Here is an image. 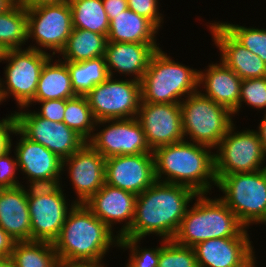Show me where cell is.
<instances>
[{
    "mask_svg": "<svg viewBox=\"0 0 266 267\" xmlns=\"http://www.w3.org/2000/svg\"><path fill=\"white\" fill-rule=\"evenodd\" d=\"M197 195L187 186L156 181L137 195L131 228L121 238L145 239L155 235L159 239L173 240Z\"/></svg>",
    "mask_w": 266,
    "mask_h": 267,
    "instance_id": "cell-1",
    "label": "cell"
},
{
    "mask_svg": "<svg viewBox=\"0 0 266 267\" xmlns=\"http://www.w3.org/2000/svg\"><path fill=\"white\" fill-rule=\"evenodd\" d=\"M213 150L186 140L155 149L156 181L184 185L197 194L211 196V189L217 185Z\"/></svg>",
    "mask_w": 266,
    "mask_h": 267,
    "instance_id": "cell-2",
    "label": "cell"
},
{
    "mask_svg": "<svg viewBox=\"0 0 266 267\" xmlns=\"http://www.w3.org/2000/svg\"><path fill=\"white\" fill-rule=\"evenodd\" d=\"M120 237L84 204L69 211L53 243L59 262H105L110 249L119 248Z\"/></svg>",
    "mask_w": 266,
    "mask_h": 267,
    "instance_id": "cell-3",
    "label": "cell"
},
{
    "mask_svg": "<svg viewBox=\"0 0 266 267\" xmlns=\"http://www.w3.org/2000/svg\"><path fill=\"white\" fill-rule=\"evenodd\" d=\"M207 195L198 194L189 205L173 238L177 244L194 247L213 238L250 237L249 229L219 197Z\"/></svg>",
    "mask_w": 266,
    "mask_h": 267,
    "instance_id": "cell-4",
    "label": "cell"
},
{
    "mask_svg": "<svg viewBox=\"0 0 266 267\" xmlns=\"http://www.w3.org/2000/svg\"><path fill=\"white\" fill-rule=\"evenodd\" d=\"M198 80V69L176 62L159 48L140 81L141 102L181 103L198 91Z\"/></svg>",
    "mask_w": 266,
    "mask_h": 267,
    "instance_id": "cell-5",
    "label": "cell"
},
{
    "mask_svg": "<svg viewBox=\"0 0 266 267\" xmlns=\"http://www.w3.org/2000/svg\"><path fill=\"white\" fill-rule=\"evenodd\" d=\"M219 198L249 229L251 225L266 226V168L246 173L216 176Z\"/></svg>",
    "mask_w": 266,
    "mask_h": 267,
    "instance_id": "cell-6",
    "label": "cell"
},
{
    "mask_svg": "<svg viewBox=\"0 0 266 267\" xmlns=\"http://www.w3.org/2000/svg\"><path fill=\"white\" fill-rule=\"evenodd\" d=\"M180 107L184 140L189 142L215 149L234 124L230 110L199 91L187 96Z\"/></svg>",
    "mask_w": 266,
    "mask_h": 267,
    "instance_id": "cell-7",
    "label": "cell"
},
{
    "mask_svg": "<svg viewBox=\"0 0 266 267\" xmlns=\"http://www.w3.org/2000/svg\"><path fill=\"white\" fill-rule=\"evenodd\" d=\"M51 56L28 47L9 49L2 62L6 67L0 78V103L12 97L18 109L26 107L34 99L42 67Z\"/></svg>",
    "mask_w": 266,
    "mask_h": 267,
    "instance_id": "cell-8",
    "label": "cell"
},
{
    "mask_svg": "<svg viewBox=\"0 0 266 267\" xmlns=\"http://www.w3.org/2000/svg\"><path fill=\"white\" fill-rule=\"evenodd\" d=\"M235 124L236 122L214 149L216 176L266 168V157L257 131L249 128L237 131Z\"/></svg>",
    "mask_w": 266,
    "mask_h": 267,
    "instance_id": "cell-9",
    "label": "cell"
},
{
    "mask_svg": "<svg viewBox=\"0 0 266 267\" xmlns=\"http://www.w3.org/2000/svg\"><path fill=\"white\" fill-rule=\"evenodd\" d=\"M27 16L28 48L58 56L73 31L69 2L27 8Z\"/></svg>",
    "mask_w": 266,
    "mask_h": 267,
    "instance_id": "cell-10",
    "label": "cell"
},
{
    "mask_svg": "<svg viewBox=\"0 0 266 267\" xmlns=\"http://www.w3.org/2000/svg\"><path fill=\"white\" fill-rule=\"evenodd\" d=\"M94 119H130L137 116L142 101L138 80L109 76L86 95Z\"/></svg>",
    "mask_w": 266,
    "mask_h": 267,
    "instance_id": "cell-11",
    "label": "cell"
},
{
    "mask_svg": "<svg viewBox=\"0 0 266 267\" xmlns=\"http://www.w3.org/2000/svg\"><path fill=\"white\" fill-rule=\"evenodd\" d=\"M17 111H12L15 116L16 128L26 138L43 145L62 160L70 157L86 143L64 122L42 118L27 106L19 108Z\"/></svg>",
    "mask_w": 266,
    "mask_h": 267,
    "instance_id": "cell-12",
    "label": "cell"
},
{
    "mask_svg": "<svg viewBox=\"0 0 266 267\" xmlns=\"http://www.w3.org/2000/svg\"><path fill=\"white\" fill-rule=\"evenodd\" d=\"M87 143L105 159L119 155L153 153L136 117L97 121Z\"/></svg>",
    "mask_w": 266,
    "mask_h": 267,
    "instance_id": "cell-13",
    "label": "cell"
},
{
    "mask_svg": "<svg viewBox=\"0 0 266 267\" xmlns=\"http://www.w3.org/2000/svg\"><path fill=\"white\" fill-rule=\"evenodd\" d=\"M136 118L152 151L184 140L180 103L141 102Z\"/></svg>",
    "mask_w": 266,
    "mask_h": 267,
    "instance_id": "cell-14",
    "label": "cell"
},
{
    "mask_svg": "<svg viewBox=\"0 0 266 267\" xmlns=\"http://www.w3.org/2000/svg\"><path fill=\"white\" fill-rule=\"evenodd\" d=\"M106 159L87 142L70 157L63 159L62 171L74 190L76 204L85 202L105 184Z\"/></svg>",
    "mask_w": 266,
    "mask_h": 267,
    "instance_id": "cell-15",
    "label": "cell"
},
{
    "mask_svg": "<svg viewBox=\"0 0 266 267\" xmlns=\"http://www.w3.org/2000/svg\"><path fill=\"white\" fill-rule=\"evenodd\" d=\"M156 182L153 153L119 155L106 159L105 183L136 195Z\"/></svg>",
    "mask_w": 266,
    "mask_h": 267,
    "instance_id": "cell-16",
    "label": "cell"
},
{
    "mask_svg": "<svg viewBox=\"0 0 266 267\" xmlns=\"http://www.w3.org/2000/svg\"><path fill=\"white\" fill-rule=\"evenodd\" d=\"M64 191L61 188L54 195L28 199L31 241L54 243L59 237L69 211L76 204L74 199L67 200Z\"/></svg>",
    "mask_w": 266,
    "mask_h": 267,
    "instance_id": "cell-17",
    "label": "cell"
},
{
    "mask_svg": "<svg viewBox=\"0 0 266 267\" xmlns=\"http://www.w3.org/2000/svg\"><path fill=\"white\" fill-rule=\"evenodd\" d=\"M136 198L132 192L105 183L84 205L121 238L131 228ZM117 224L122 227L116 231Z\"/></svg>",
    "mask_w": 266,
    "mask_h": 267,
    "instance_id": "cell-18",
    "label": "cell"
},
{
    "mask_svg": "<svg viewBox=\"0 0 266 267\" xmlns=\"http://www.w3.org/2000/svg\"><path fill=\"white\" fill-rule=\"evenodd\" d=\"M250 238H213L196 244L198 267H246L257 256Z\"/></svg>",
    "mask_w": 266,
    "mask_h": 267,
    "instance_id": "cell-19",
    "label": "cell"
},
{
    "mask_svg": "<svg viewBox=\"0 0 266 267\" xmlns=\"http://www.w3.org/2000/svg\"><path fill=\"white\" fill-rule=\"evenodd\" d=\"M12 135L19 136L16 145L11 138V147H14L19 172L24 175L23 180L63 178V160L58 155L26 138L17 128Z\"/></svg>",
    "mask_w": 266,
    "mask_h": 267,
    "instance_id": "cell-20",
    "label": "cell"
},
{
    "mask_svg": "<svg viewBox=\"0 0 266 267\" xmlns=\"http://www.w3.org/2000/svg\"><path fill=\"white\" fill-rule=\"evenodd\" d=\"M158 43L107 42L104 53L108 75L141 81L151 57L161 48ZM116 72V73H115Z\"/></svg>",
    "mask_w": 266,
    "mask_h": 267,
    "instance_id": "cell-21",
    "label": "cell"
},
{
    "mask_svg": "<svg viewBox=\"0 0 266 267\" xmlns=\"http://www.w3.org/2000/svg\"><path fill=\"white\" fill-rule=\"evenodd\" d=\"M209 22L206 26L212 35L213 44L219 50V60L242 80L266 77V63L259 56L238 43L218 21Z\"/></svg>",
    "mask_w": 266,
    "mask_h": 267,
    "instance_id": "cell-22",
    "label": "cell"
},
{
    "mask_svg": "<svg viewBox=\"0 0 266 267\" xmlns=\"http://www.w3.org/2000/svg\"><path fill=\"white\" fill-rule=\"evenodd\" d=\"M219 61V63L211 61L203 70L200 68L198 91L233 113L239 105L242 79L221 60Z\"/></svg>",
    "mask_w": 266,
    "mask_h": 267,
    "instance_id": "cell-23",
    "label": "cell"
},
{
    "mask_svg": "<svg viewBox=\"0 0 266 267\" xmlns=\"http://www.w3.org/2000/svg\"><path fill=\"white\" fill-rule=\"evenodd\" d=\"M0 227L17 242L31 241L28 198L22 185L1 192Z\"/></svg>",
    "mask_w": 266,
    "mask_h": 267,
    "instance_id": "cell-24",
    "label": "cell"
},
{
    "mask_svg": "<svg viewBox=\"0 0 266 267\" xmlns=\"http://www.w3.org/2000/svg\"><path fill=\"white\" fill-rule=\"evenodd\" d=\"M55 57L51 56L42 67L34 99L29 104L51 99L66 100L77 96L72 88L67 64Z\"/></svg>",
    "mask_w": 266,
    "mask_h": 267,
    "instance_id": "cell-25",
    "label": "cell"
},
{
    "mask_svg": "<svg viewBox=\"0 0 266 267\" xmlns=\"http://www.w3.org/2000/svg\"><path fill=\"white\" fill-rule=\"evenodd\" d=\"M159 29L134 11L124 10L110 21L108 42L157 43Z\"/></svg>",
    "mask_w": 266,
    "mask_h": 267,
    "instance_id": "cell-26",
    "label": "cell"
},
{
    "mask_svg": "<svg viewBox=\"0 0 266 267\" xmlns=\"http://www.w3.org/2000/svg\"><path fill=\"white\" fill-rule=\"evenodd\" d=\"M107 35L73 28L64 49L57 58L63 61L82 62L104 56Z\"/></svg>",
    "mask_w": 266,
    "mask_h": 267,
    "instance_id": "cell-27",
    "label": "cell"
},
{
    "mask_svg": "<svg viewBox=\"0 0 266 267\" xmlns=\"http://www.w3.org/2000/svg\"><path fill=\"white\" fill-rule=\"evenodd\" d=\"M73 28L108 35L110 21L102 0H69Z\"/></svg>",
    "mask_w": 266,
    "mask_h": 267,
    "instance_id": "cell-28",
    "label": "cell"
},
{
    "mask_svg": "<svg viewBox=\"0 0 266 267\" xmlns=\"http://www.w3.org/2000/svg\"><path fill=\"white\" fill-rule=\"evenodd\" d=\"M64 62L77 95L86 96L95 85L103 83L109 77L104 56L82 62Z\"/></svg>",
    "mask_w": 266,
    "mask_h": 267,
    "instance_id": "cell-29",
    "label": "cell"
},
{
    "mask_svg": "<svg viewBox=\"0 0 266 267\" xmlns=\"http://www.w3.org/2000/svg\"><path fill=\"white\" fill-rule=\"evenodd\" d=\"M15 267H58L59 259L50 242H16L11 255Z\"/></svg>",
    "mask_w": 266,
    "mask_h": 267,
    "instance_id": "cell-30",
    "label": "cell"
},
{
    "mask_svg": "<svg viewBox=\"0 0 266 267\" xmlns=\"http://www.w3.org/2000/svg\"><path fill=\"white\" fill-rule=\"evenodd\" d=\"M27 28V8L17 3L6 13L0 14V43L8 50L23 49L28 41Z\"/></svg>",
    "mask_w": 266,
    "mask_h": 267,
    "instance_id": "cell-31",
    "label": "cell"
},
{
    "mask_svg": "<svg viewBox=\"0 0 266 267\" xmlns=\"http://www.w3.org/2000/svg\"><path fill=\"white\" fill-rule=\"evenodd\" d=\"M63 122L86 142L91 138L96 120L86 96L77 95L71 99H66Z\"/></svg>",
    "mask_w": 266,
    "mask_h": 267,
    "instance_id": "cell-32",
    "label": "cell"
},
{
    "mask_svg": "<svg viewBox=\"0 0 266 267\" xmlns=\"http://www.w3.org/2000/svg\"><path fill=\"white\" fill-rule=\"evenodd\" d=\"M218 23L242 46L266 63V28L247 27L227 22ZM246 26V27H245Z\"/></svg>",
    "mask_w": 266,
    "mask_h": 267,
    "instance_id": "cell-33",
    "label": "cell"
},
{
    "mask_svg": "<svg viewBox=\"0 0 266 267\" xmlns=\"http://www.w3.org/2000/svg\"><path fill=\"white\" fill-rule=\"evenodd\" d=\"M160 240L158 267H198L193 247L177 244L174 240Z\"/></svg>",
    "mask_w": 266,
    "mask_h": 267,
    "instance_id": "cell-34",
    "label": "cell"
},
{
    "mask_svg": "<svg viewBox=\"0 0 266 267\" xmlns=\"http://www.w3.org/2000/svg\"><path fill=\"white\" fill-rule=\"evenodd\" d=\"M244 103L258 112H266V77L242 80L239 105L233 112L234 117L239 116Z\"/></svg>",
    "mask_w": 266,
    "mask_h": 267,
    "instance_id": "cell-35",
    "label": "cell"
},
{
    "mask_svg": "<svg viewBox=\"0 0 266 267\" xmlns=\"http://www.w3.org/2000/svg\"><path fill=\"white\" fill-rule=\"evenodd\" d=\"M140 238H120L119 250L123 249L128 251L129 258L127 261L133 267H158V261L160 257V246L154 248H145L141 246L142 243ZM141 246V247H140Z\"/></svg>",
    "mask_w": 266,
    "mask_h": 267,
    "instance_id": "cell-36",
    "label": "cell"
},
{
    "mask_svg": "<svg viewBox=\"0 0 266 267\" xmlns=\"http://www.w3.org/2000/svg\"><path fill=\"white\" fill-rule=\"evenodd\" d=\"M12 151L14 156L11 154ZM18 172L16 154L13 148L10 147L0 154V186L4 189L21 186L22 183L18 180L20 176H16L19 175Z\"/></svg>",
    "mask_w": 266,
    "mask_h": 267,
    "instance_id": "cell-37",
    "label": "cell"
},
{
    "mask_svg": "<svg viewBox=\"0 0 266 267\" xmlns=\"http://www.w3.org/2000/svg\"><path fill=\"white\" fill-rule=\"evenodd\" d=\"M127 2L130 10L150 20L159 30L163 27L165 15L159 9V0H127Z\"/></svg>",
    "mask_w": 266,
    "mask_h": 267,
    "instance_id": "cell-38",
    "label": "cell"
},
{
    "mask_svg": "<svg viewBox=\"0 0 266 267\" xmlns=\"http://www.w3.org/2000/svg\"><path fill=\"white\" fill-rule=\"evenodd\" d=\"M62 182V178L34 179L26 181L27 186L22 185V187H24L27 198L34 199L56 194L61 188H64Z\"/></svg>",
    "mask_w": 266,
    "mask_h": 267,
    "instance_id": "cell-39",
    "label": "cell"
},
{
    "mask_svg": "<svg viewBox=\"0 0 266 267\" xmlns=\"http://www.w3.org/2000/svg\"><path fill=\"white\" fill-rule=\"evenodd\" d=\"M39 104L40 109L34 110V112L45 119L55 121V122H63L64 111L66 108V100L65 99H51L45 101H37L35 104H28L27 107H32Z\"/></svg>",
    "mask_w": 266,
    "mask_h": 267,
    "instance_id": "cell-40",
    "label": "cell"
},
{
    "mask_svg": "<svg viewBox=\"0 0 266 267\" xmlns=\"http://www.w3.org/2000/svg\"><path fill=\"white\" fill-rule=\"evenodd\" d=\"M15 128L16 121L12 112L0 119V154L11 147V138Z\"/></svg>",
    "mask_w": 266,
    "mask_h": 267,
    "instance_id": "cell-41",
    "label": "cell"
},
{
    "mask_svg": "<svg viewBox=\"0 0 266 267\" xmlns=\"http://www.w3.org/2000/svg\"><path fill=\"white\" fill-rule=\"evenodd\" d=\"M102 3L109 21L114 19L115 15H118L128 9L127 0H102Z\"/></svg>",
    "mask_w": 266,
    "mask_h": 267,
    "instance_id": "cell-42",
    "label": "cell"
},
{
    "mask_svg": "<svg viewBox=\"0 0 266 267\" xmlns=\"http://www.w3.org/2000/svg\"><path fill=\"white\" fill-rule=\"evenodd\" d=\"M16 242L0 227V257L11 256Z\"/></svg>",
    "mask_w": 266,
    "mask_h": 267,
    "instance_id": "cell-43",
    "label": "cell"
},
{
    "mask_svg": "<svg viewBox=\"0 0 266 267\" xmlns=\"http://www.w3.org/2000/svg\"><path fill=\"white\" fill-rule=\"evenodd\" d=\"M69 0H16L18 4H21L25 8L38 7L41 5H52L66 3Z\"/></svg>",
    "mask_w": 266,
    "mask_h": 267,
    "instance_id": "cell-44",
    "label": "cell"
},
{
    "mask_svg": "<svg viewBox=\"0 0 266 267\" xmlns=\"http://www.w3.org/2000/svg\"><path fill=\"white\" fill-rule=\"evenodd\" d=\"M58 267H108L105 262H59Z\"/></svg>",
    "mask_w": 266,
    "mask_h": 267,
    "instance_id": "cell-45",
    "label": "cell"
},
{
    "mask_svg": "<svg viewBox=\"0 0 266 267\" xmlns=\"http://www.w3.org/2000/svg\"><path fill=\"white\" fill-rule=\"evenodd\" d=\"M263 114L264 115L262 116V119L260 120L259 125L256 128L257 129L256 131L259 135L263 153L266 157V112H263Z\"/></svg>",
    "mask_w": 266,
    "mask_h": 267,
    "instance_id": "cell-46",
    "label": "cell"
},
{
    "mask_svg": "<svg viewBox=\"0 0 266 267\" xmlns=\"http://www.w3.org/2000/svg\"><path fill=\"white\" fill-rule=\"evenodd\" d=\"M17 4L16 0H0V14L6 13Z\"/></svg>",
    "mask_w": 266,
    "mask_h": 267,
    "instance_id": "cell-47",
    "label": "cell"
},
{
    "mask_svg": "<svg viewBox=\"0 0 266 267\" xmlns=\"http://www.w3.org/2000/svg\"><path fill=\"white\" fill-rule=\"evenodd\" d=\"M0 267H15L12 257H0Z\"/></svg>",
    "mask_w": 266,
    "mask_h": 267,
    "instance_id": "cell-48",
    "label": "cell"
},
{
    "mask_svg": "<svg viewBox=\"0 0 266 267\" xmlns=\"http://www.w3.org/2000/svg\"><path fill=\"white\" fill-rule=\"evenodd\" d=\"M7 51L8 49L0 43V62L5 60Z\"/></svg>",
    "mask_w": 266,
    "mask_h": 267,
    "instance_id": "cell-49",
    "label": "cell"
},
{
    "mask_svg": "<svg viewBox=\"0 0 266 267\" xmlns=\"http://www.w3.org/2000/svg\"><path fill=\"white\" fill-rule=\"evenodd\" d=\"M256 259H258L257 257L249 264V265H247L246 267H257V265L256 264H258L256 261Z\"/></svg>",
    "mask_w": 266,
    "mask_h": 267,
    "instance_id": "cell-50",
    "label": "cell"
},
{
    "mask_svg": "<svg viewBox=\"0 0 266 267\" xmlns=\"http://www.w3.org/2000/svg\"><path fill=\"white\" fill-rule=\"evenodd\" d=\"M133 267L128 261H127V263H126V265H124V267Z\"/></svg>",
    "mask_w": 266,
    "mask_h": 267,
    "instance_id": "cell-51",
    "label": "cell"
},
{
    "mask_svg": "<svg viewBox=\"0 0 266 267\" xmlns=\"http://www.w3.org/2000/svg\"><path fill=\"white\" fill-rule=\"evenodd\" d=\"M3 189H4V188L0 186V195H1V192L3 191Z\"/></svg>",
    "mask_w": 266,
    "mask_h": 267,
    "instance_id": "cell-52",
    "label": "cell"
}]
</instances>
